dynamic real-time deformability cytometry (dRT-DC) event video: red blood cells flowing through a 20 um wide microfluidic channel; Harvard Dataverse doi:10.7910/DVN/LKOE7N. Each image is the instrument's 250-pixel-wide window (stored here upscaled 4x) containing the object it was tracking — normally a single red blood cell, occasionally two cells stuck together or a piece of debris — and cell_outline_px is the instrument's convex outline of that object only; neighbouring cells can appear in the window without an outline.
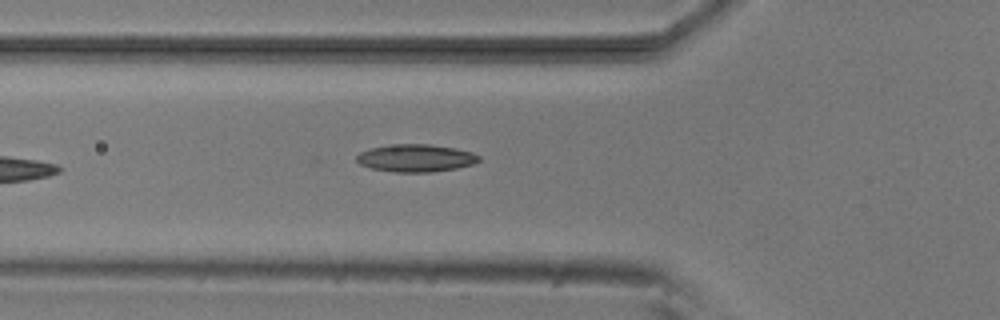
{"species": "common noctule bat (a hibernating species)", "species_latin": "Nyctalus noctula", "temperature_condition": "room temperature", "stored_images_in_passage": 13, "camera_frame_rate_fps": 3000, "um_per_image_px": 0.085, "animal": {"sex": "male", "body_mass_g": 20.5, "forearm_length_mm": 52.5}, "frame": {"image": 1, "passage_image": 6, "time_ms": 1.667, "image_size_px": [1000, 320], "cell_outline_px": [[480, 160], [472, 164], [456, 168], [432, 172], [396, 172], [372, 168], [360, 164], [356, 160], [356, 156], [360, 152], [372, 148], [388, 144], [432, 144], [456, 148], [472, 152], [480, 156]], "centroid_in_image_um": [35.35, 13.42], "position_along_channel_um": 90.4, "area_um2": 19.65}}
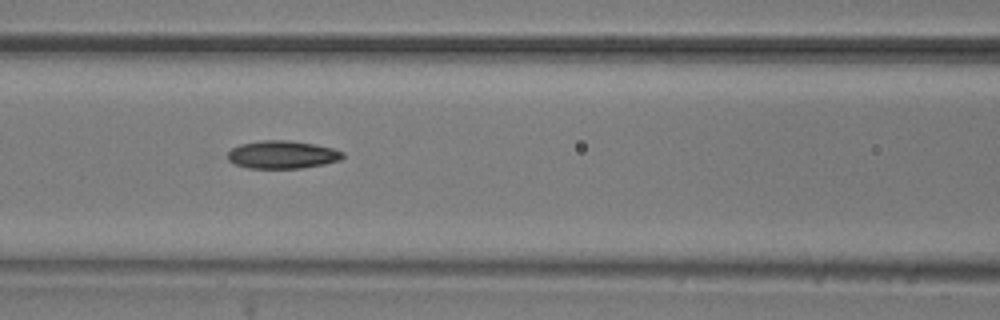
{"frame": {"image": 2, "passage_image": 10, "time_ms": 3.0, "image_size_px": [1000, 320], "cell_outline_px": [[344, 156], [340, 160], [324, 164], [300, 168], [248, 168], [236, 164], [228, 160], [228, 152], [232, 148], [240, 144], [260, 140], [288, 140], [316, 144], [332, 148], [344, 152]], "centroid_in_image_um": [24.0, 13.14], "position_along_channel_um": 142.6, "area_um2": 18.73}}